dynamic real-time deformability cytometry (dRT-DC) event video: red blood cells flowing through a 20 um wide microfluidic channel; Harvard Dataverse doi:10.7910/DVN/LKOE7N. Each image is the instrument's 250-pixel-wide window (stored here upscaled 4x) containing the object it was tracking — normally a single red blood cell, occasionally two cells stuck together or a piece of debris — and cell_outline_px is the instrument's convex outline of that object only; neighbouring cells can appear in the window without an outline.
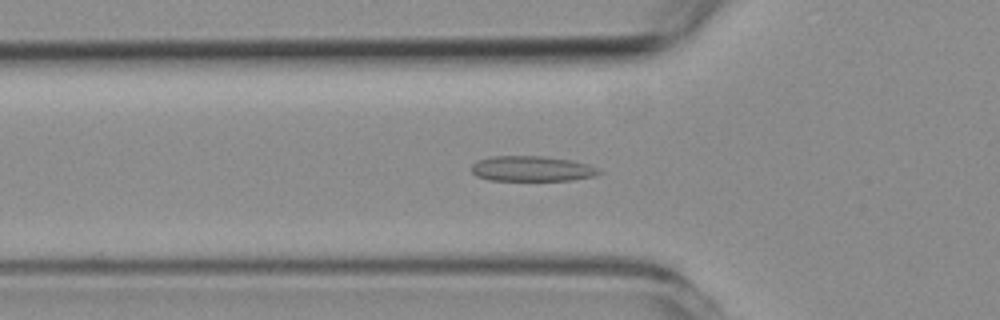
{"species": "common noctule bat (a hibernating species)", "species_latin": "Nyctalus noctula", "temperature_condition": "room temperature", "stored_images_in_passage": 44, "camera_frame_rate_fps": 3000, "um_per_image_px": 0.085, "animal": {"sex": "female", "body_mass_g": 19.3, "forearm_length_mm": 54.1}, "frame": {"image": 1, "passage_image": 7, "time_ms": 2.0, "image_size_px": [1000, 320], "cell_outline_px": [[604, 172], [596, 176], [572, 180], [488, 180], [476, 176], [472, 172], [472, 164], [476, 160], [492, 156], [544, 156], [568, 160], [588, 164]], "centroid_in_image_um": [45.2, 14.34], "position_along_channel_um": 80.6, "area_um2": 18.84}}
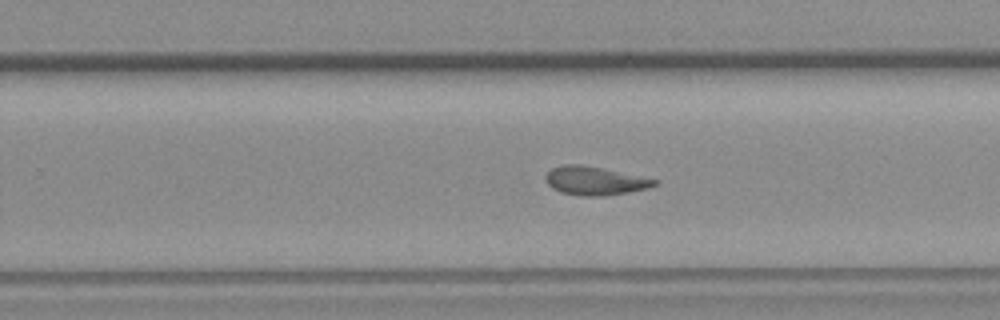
{"frame": {"image": 2, "passage_image": 23, "time_ms": 7.333, "image_size_px": [1000, 320], "cell_outline_px": [[660, 184], [648, 188], [628, 192], [604, 196], [580, 196], [560, 192], [552, 188], [544, 180], [544, 176], [552, 168], [564, 164], [580, 164], [660, 180]], "centroid_in_image_um": [50.55, 15.38], "position_along_channel_um": 279.2, "area_um2": 18.15}}
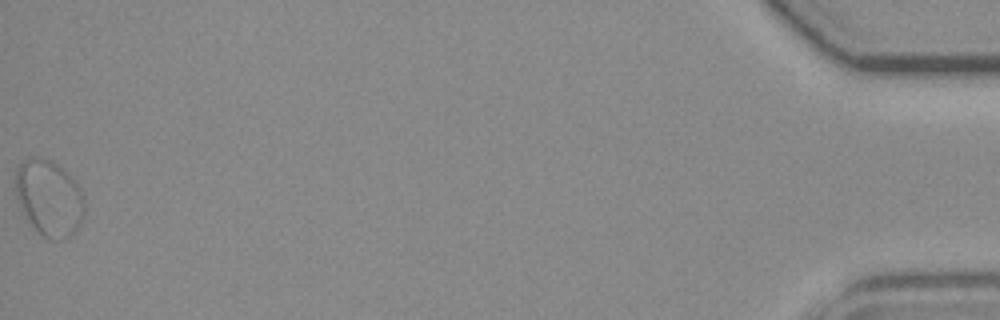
{"frame": {"image": 3, "passage_image": 44, "time_ms": 14.333, "image_size_px": [1000, 320], "cell_outline_px": [[84, 216], [76, 232], [72, 236], [64, 240], [48, 240], [32, 228], [24, 216], [16, 200], [16, 168], [24, 160], [52, 160], [64, 168], [76, 180], [84, 196]], "centroid_in_image_um": [4.2, 16.9], "position_along_channel_um": 431.0, "area_um2": 31.1}, "authors_computed_cell_mechanics": {"area_um2": 18.3226, "velocity_mm_per_s": 3.7068, "shape_relaxation_time_tau1_ms": null, "shape_relaxation_time_tau2_ms": 3.3485, "deformation_change_tau1": null, "deformation_change_tau2": 0.0578}}